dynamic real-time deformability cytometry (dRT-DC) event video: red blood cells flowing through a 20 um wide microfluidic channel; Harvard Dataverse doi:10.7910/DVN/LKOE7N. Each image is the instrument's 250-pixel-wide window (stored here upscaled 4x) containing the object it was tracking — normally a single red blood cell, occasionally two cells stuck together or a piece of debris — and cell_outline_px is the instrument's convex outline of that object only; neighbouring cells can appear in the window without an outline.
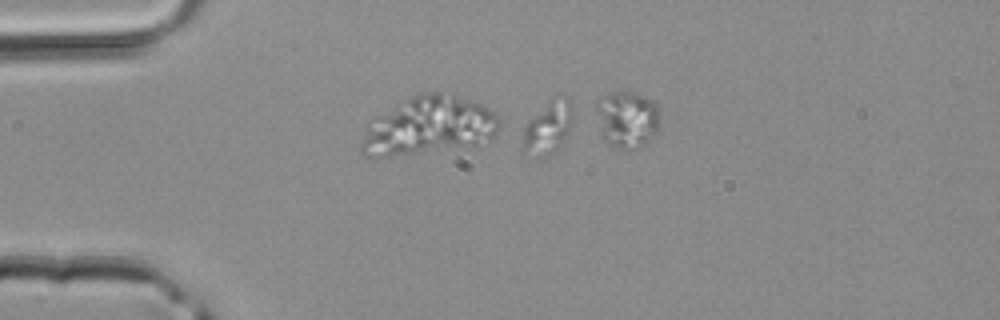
{"species": "common noctule bat (a hibernating species)", "species_latin": "Nyctalus noctula", "temperature_condition": "room temperature", "stored_images_in_passage": 34, "camera_frame_rate_fps": 3000, "um_per_image_px": 0.085, "animal": {"sex": "male", "body_mass_g": 20.4}, "frame": {"image": 1, "passage_image": 1, "time_ms": 0.0, "image_size_px": [1000, 320], "cell_outline_px": [[572, 120], [568, 136], [552, 152], [540, 156], [536, 156], [520, 148], [524, 128], [552, 96], [564, 96], [572, 104]], "centroid_in_image_um": [46.59, 10.81], "position_along_channel_um": 38.4, "area_um2": 15.03}}